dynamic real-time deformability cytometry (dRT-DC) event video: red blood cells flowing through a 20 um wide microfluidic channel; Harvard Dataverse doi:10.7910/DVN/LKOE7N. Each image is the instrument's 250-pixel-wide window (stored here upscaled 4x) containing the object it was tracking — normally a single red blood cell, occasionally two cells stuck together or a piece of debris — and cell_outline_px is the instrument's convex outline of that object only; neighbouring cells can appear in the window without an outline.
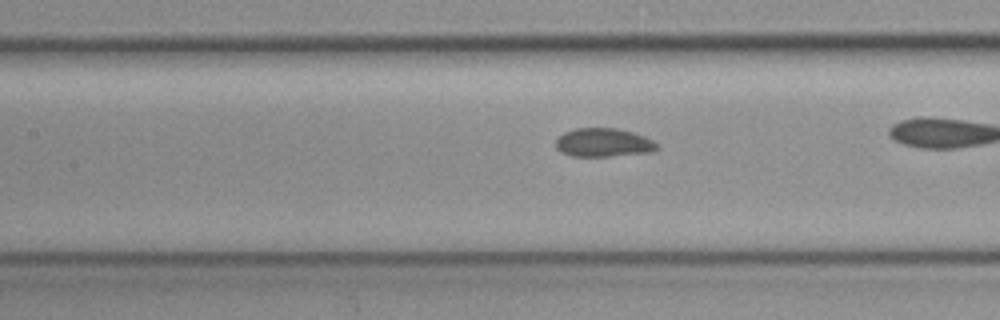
{"species": "common noctule bat (a hibernating species)", "species_latin": "Nyctalus noctula", "temperature_condition": "cold", "stored_images_in_passage": 38, "camera_frame_rate_fps": 3000, "um_per_image_px": 0.085, "animal": {"sex": "female", "body_mass_g": 19.3, "forearm_length_mm": 54.1}, "frame": {"image": 1, "passage_image": 22, "time_ms": 7.0, "image_size_px": [1000, 320], "cell_outline_px": [[660, 148], [648, 152], [608, 156], [572, 156], [560, 152], [556, 148], [556, 140], [564, 132], [576, 128], [616, 128], [632, 132], [644, 136], [652, 140]], "centroid_in_image_um": [51.26, 12.11], "position_along_channel_um": 156.1, "area_um2": 16.7}}